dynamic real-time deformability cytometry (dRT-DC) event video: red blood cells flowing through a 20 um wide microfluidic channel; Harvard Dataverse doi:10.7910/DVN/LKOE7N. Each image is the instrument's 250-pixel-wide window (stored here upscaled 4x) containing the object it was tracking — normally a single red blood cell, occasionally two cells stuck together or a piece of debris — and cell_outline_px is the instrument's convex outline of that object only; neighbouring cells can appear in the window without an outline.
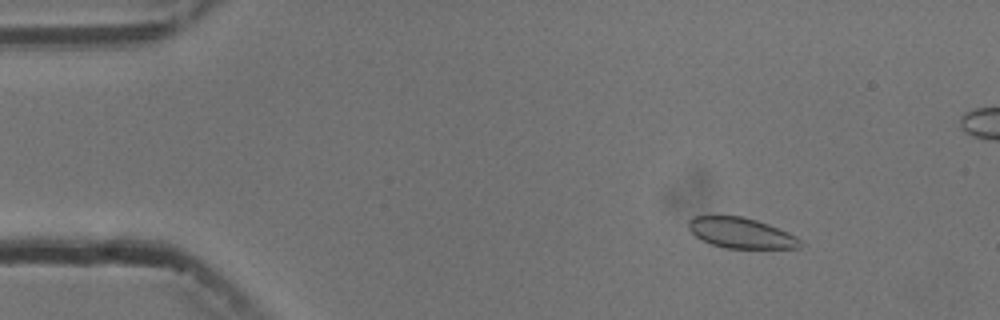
{"species": "common noctule bat (a hibernating species)", "species_latin": "Nyctalus noctula", "temperature_condition": "cold", "stored_images_in_passage": 5, "camera_frame_rate_fps": 3000, "um_per_image_px": 0.085, "animal": {"sex": "male", "body_mass_g": 13.3}, "frame": {"image": 1, "passage_image": 2, "time_ms": 1.333, "image_size_px": [1000, 320], "cell_outline_px": [[804, 244], [800, 248], [724, 248], [700, 240], [688, 228], [688, 220], [692, 216], [744, 216], [768, 224], [788, 232], [796, 236]], "centroid_in_image_um": [62.98, 19.8], "position_along_channel_um": 22.0, "area_um2": 19.94}}